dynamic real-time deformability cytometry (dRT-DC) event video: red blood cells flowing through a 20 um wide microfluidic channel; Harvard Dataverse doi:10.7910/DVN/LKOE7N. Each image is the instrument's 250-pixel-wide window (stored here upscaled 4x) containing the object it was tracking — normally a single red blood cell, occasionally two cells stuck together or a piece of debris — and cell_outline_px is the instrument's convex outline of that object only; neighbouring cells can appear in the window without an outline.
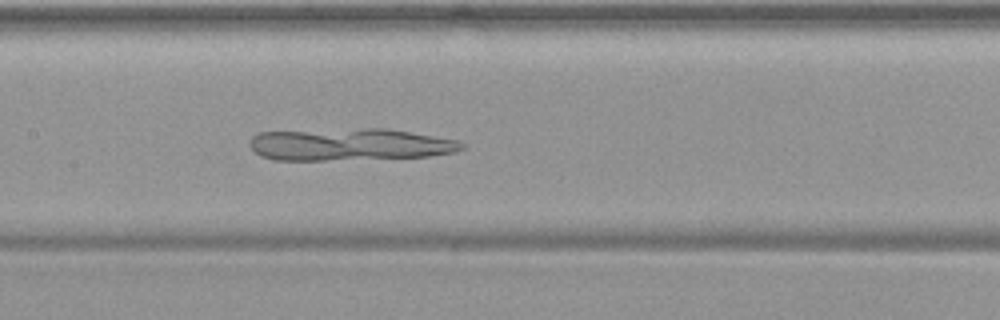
{"species": "common noctule bat (a hibernating species)", "species_latin": "Nyctalus noctula", "temperature_condition": "warm", "stored_images_in_passage": 50, "camera_frame_rate_fps": 3000, "um_per_image_px": 0.085, "animal": {"sex": "female", "body_mass_g": 19.9}, "frame": {"image": 1, "passage_image": 25, "time_ms": 8.0, "image_size_px": [1000, 320], "cell_outline_px": [[468, 144], [464, 148], [452, 152], [428, 156], [324, 160], [272, 160], [260, 156], [248, 144], [252, 136], [260, 132], [364, 128], [388, 128], [460, 140]], "centroid_in_image_um": [29.74, 12.27], "position_along_channel_um": 177.7, "area_um2": 39.88}}
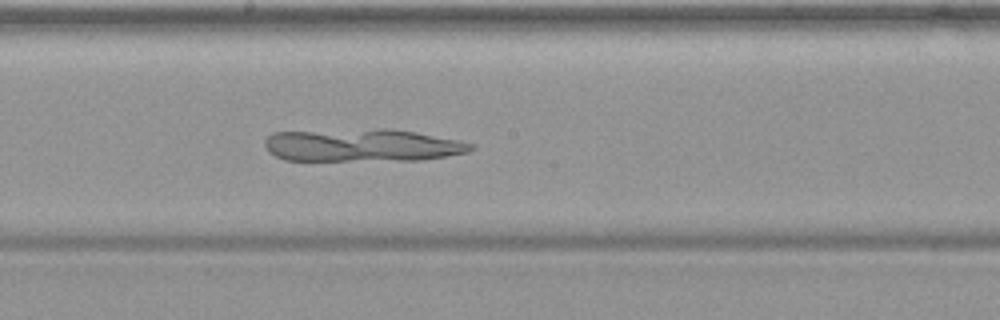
{"frame": {"image": 2, "passage_image": 28, "time_ms": 9.0, "image_size_px": [1000, 320], "cell_outline_px": [[476, 148], [468, 152], [424, 160], [284, 160], [268, 152], [264, 144], [264, 140], [272, 132], [380, 128], [388, 128], [416, 132], [476, 144]], "centroid_in_image_um": [30.78, 12.34], "position_along_channel_um": 217.4, "area_um2": 39.59}}
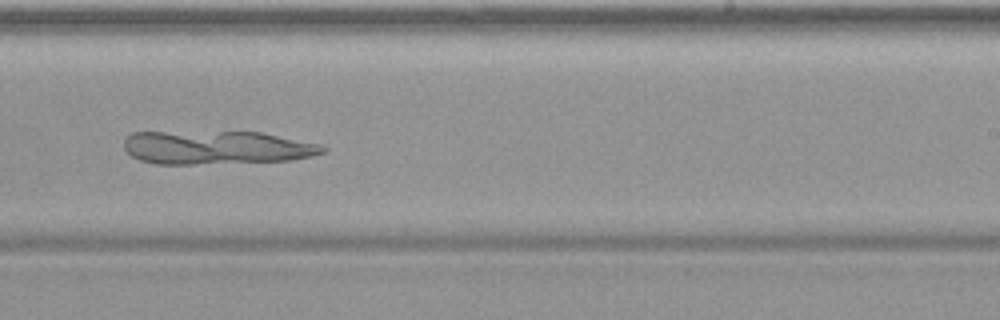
{"frame": {"image": 3, "passage_image": 32, "time_ms": 10.333, "image_size_px": [1000, 320], "cell_outline_px": [[328, 152], [312, 156], [288, 160], [192, 164], [156, 164], [140, 160], [132, 156], [124, 148], [124, 140], [132, 132], [260, 132], [320, 144], [328, 148]], "centroid_in_image_um": [18.42, 12.54], "position_along_channel_um": 270.6, "area_um2": 38.67}}